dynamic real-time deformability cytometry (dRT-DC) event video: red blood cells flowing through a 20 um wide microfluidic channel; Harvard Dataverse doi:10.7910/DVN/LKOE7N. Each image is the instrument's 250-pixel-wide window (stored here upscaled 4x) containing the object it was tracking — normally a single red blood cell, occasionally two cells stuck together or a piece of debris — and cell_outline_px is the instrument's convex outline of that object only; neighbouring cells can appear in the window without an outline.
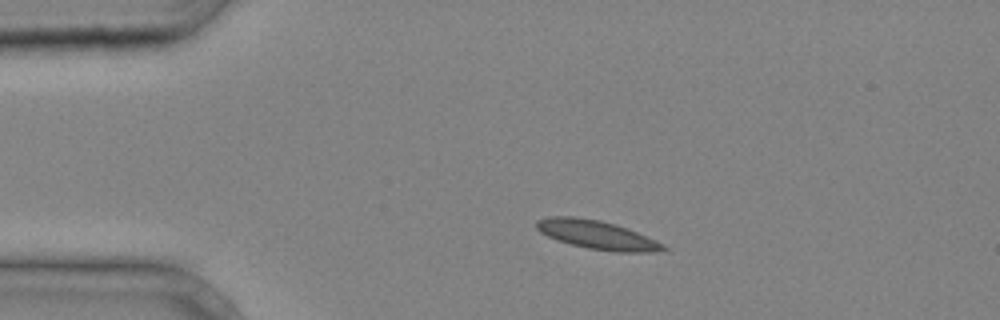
{"species": "common noctule bat (a hibernating species)", "species_latin": "Nyctalus noctula", "temperature_condition": "cold", "stored_images_in_passage": 33, "camera_frame_rate_fps": 3000, "um_per_image_px": 0.085, "animal": {"sex": "male", "body_mass_g": 20.4}, "frame": {"image": 1, "passage_image": 1, "time_ms": 0.0, "image_size_px": [1000, 320], "cell_outline_px": [[668, 248], [656, 252], [616, 252], [588, 248], [556, 240], [540, 232], [536, 228], [536, 220], [548, 216], [576, 216], [600, 220], [616, 224], [628, 228], [664, 244]], "centroid_in_image_um": [50.72, 19.95], "position_along_channel_um": 34.3, "area_um2": 21.27}}
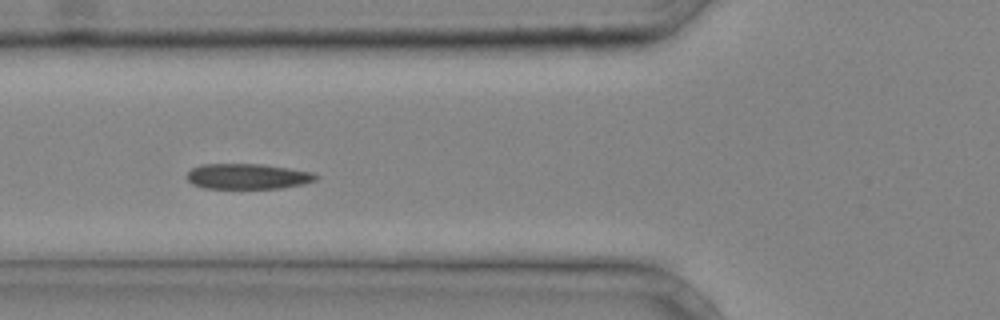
{"frame": {"image": 2, "passage_image": 8, "time_ms": 2.333, "image_size_px": [1000, 320], "cell_outline_px": [[320, 176], [316, 180], [304, 184], [280, 188], [204, 188], [192, 184], [184, 176], [192, 168], [200, 164], [260, 164], [288, 168], [312, 172]], "centroid_in_image_um": [21.03, 14.99], "position_along_channel_um": 104.8, "area_um2": 19.19}}
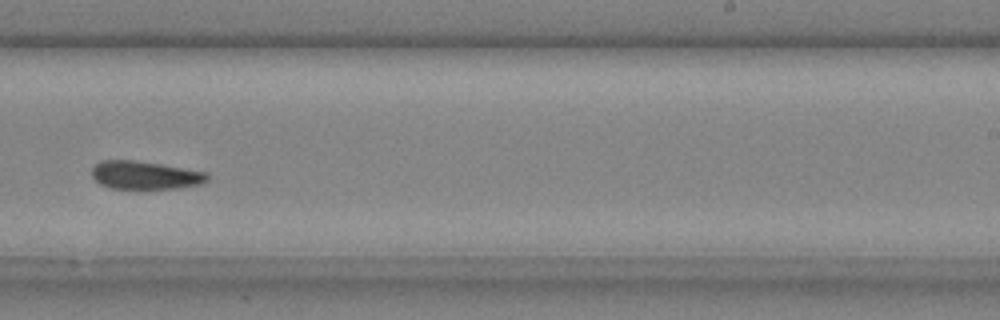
{"frame": {"image": 3, "passage_image": 19, "time_ms": 6.0, "image_size_px": [1000, 320], "cell_outline_px": [[208, 180], [204, 184], [176, 188], [112, 188], [100, 184], [92, 176], [92, 168], [100, 160], [132, 160], [160, 164], [204, 172], [208, 176]], "centroid_in_image_um": [12.32, 14.89], "position_along_channel_um": 276.7, "area_um2": 18.67}}